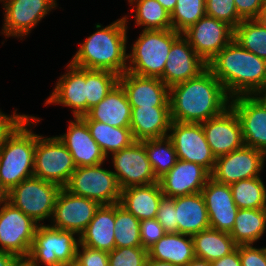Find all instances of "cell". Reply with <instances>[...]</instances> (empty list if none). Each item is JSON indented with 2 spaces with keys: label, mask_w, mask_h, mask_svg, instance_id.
Wrapping results in <instances>:
<instances>
[{
  "label": "cell",
  "mask_w": 266,
  "mask_h": 266,
  "mask_svg": "<svg viewBox=\"0 0 266 266\" xmlns=\"http://www.w3.org/2000/svg\"><path fill=\"white\" fill-rule=\"evenodd\" d=\"M230 99L221 82L206 68L197 77L169 87L171 120L206 122L230 107Z\"/></svg>",
  "instance_id": "6da1fadb"
},
{
  "label": "cell",
  "mask_w": 266,
  "mask_h": 266,
  "mask_svg": "<svg viewBox=\"0 0 266 266\" xmlns=\"http://www.w3.org/2000/svg\"><path fill=\"white\" fill-rule=\"evenodd\" d=\"M207 68L231 98L255 95L266 89V60L245 50L234 40L207 63Z\"/></svg>",
  "instance_id": "7a4b0ae2"
},
{
  "label": "cell",
  "mask_w": 266,
  "mask_h": 266,
  "mask_svg": "<svg viewBox=\"0 0 266 266\" xmlns=\"http://www.w3.org/2000/svg\"><path fill=\"white\" fill-rule=\"evenodd\" d=\"M126 18L118 19L104 28L98 23L97 31L81 44L70 63L83 69L108 70L119 76L125 73L128 59Z\"/></svg>",
  "instance_id": "3957f363"
},
{
  "label": "cell",
  "mask_w": 266,
  "mask_h": 266,
  "mask_svg": "<svg viewBox=\"0 0 266 266\" xmlns=\"http://www.w3.org/2000/svg\"><path fill=\"white\" fill-rule=\"evenodd\" d=\"M39 121L31 116L0 148V182L7 192L34 174V152L40 135L27 127Z\"/></svg>",
  "instance_id": "277c9868"
},
{
  "label": "cell",
  "mask_w": 266,
  "mask_h": 266,
  "mask_svg": "<svg viewBox=\"0 0 266 266\" xmlns=\"http://www.w3.org/2000/svg\"><path fill=\"white\" fill-rule=\"evenodd\" d=\"M128 54L127 71L136 75L161 78L172 44L182 35L169 30H142Z\"/></svg>",
  "instance_id": "5b68a950"
},
{
  "label": "cell",
  "mask_w": 266,
  "mask_h": 266,
  "mask_svg": "<svg viewBox=\"0 0 266 266\" xmlns=\"http://www.w3.org/2000/svg\"><path fill=\"white\" fill-rule=\"evenodd\" d=\"M74 235L72 231L60 230L41 223L35 232L29 255L23 263L26 266H39L40 262L46 266L75 263L80 240Z\"/></svg>",
  "instance_id": "8992f818"
},
{
  "label": "cell",
  "mask_w": 266,
  "mask_h": 266,
  "mask_svg": "<svg viewBox=\"0 0 266 266\" xmlns=\"http://www.w3.org/2000/svg\"><path fill=\"white\" fill-rule=\"evenodd\" d=\"M61 189L56 183L32 176L8 192V202L39 223L45 218H52Z\"/></svg>",
  "instance_id": "52a82bcc"
},
{
  "label": "cell",
  "mask_w": 266,
  "mask_h": 266,
  "mask_svg": "<svg viewBox=\"0 0 266 266\" xmlns=\"http://www.w3.org/2000/svg\"><path fill=\"white\" fill-rule=\"evenodd\" d=\"M102 164L77 167L64 188L75 195L111 205L120 202L121 189L116 175L111 170L101 168Z\"/></svg>",
  "instance_id": "ba28073f"
},
{
  "label": "cell",
  "mask_w": 266,
  "mask_h": 266,
  "mask_svg": "<svg viewBox=\"0 0 266 266\" xmlns=\"http://www.w3.org/2000/svg\"><path fill=\"white\" fill-rule=\"evenodd\" d=\"M76 168L72 155L57 136L37 138L33 176L64 187Z\"/></svg>",
  "instance_id": "9c48e42d"
},
{
  "label": "cell",
  "mask_w": 266,
  "mask_h": 266,
  "mask_svg": "<svg viewBox=\"0 0 266 266\" xmlns=\"http://www.w3.org/2000/svg\"><path fill=\"white\" fill-rule=\"evenodd\" d=\"M39 225L6 201L0 207V251L12 253L24 262Z\"/></svg>",
  "instance_id": "30bf717a"
},
{
  "label": "cell",
  "mask_w": 266,
  "mask_h": 266,
  "mask_svg": "<svg viewBox=\"0 0 266 266\" xmlns=\"http://www.w3.org/2000/svg\"><path fill=\"white\" fill-rule=\"evenodd\" d=\"M168 137L171 139L177 157L186 162H193L212 173L216 157L213 155L201 123H183L172 121Z\"/></svg>",
  "instance_id": "8fae6325"
},
{
  "label": "cell",
  "mask_w": 266,
  "mask_h": 266,
  "mask_svg": "<svg viewBox=\"0 0 266 266\" xmlns=\"http://www.w3.org/2000/svg\"><path fill=\"white\" fill-rule=\"evenodd\" d=\"M182 35L194 51L208 63L233 40L234 28L224 21L205 15Z\"/></svg>",
  "instance_id": "7c38bea8"
},
{
  "label": "cell",
  "mask_w": 266,
  "mask_h": 266,
  "mask_svg": "<svg viewBox=\"0 0 266 266\" xmlns=\"http://www.w3.org/2000/svg\"><path fill=\"white\" fill-rule=\"evenodd\" d=\"M266 154L253 147L243 145L228 154L216 158L211 178L223 184L259 177Z\"/></svg>",
  "instance_id": "4fadbf2b"
},
{
  "label": "cell",
  "mask_w": 266,
  "mask_h": 266,
  "mask_svg": "<svg viewBox=\"0 0 266 266\" xmlns=\"http://www.w3.org/2000/svg\"><path fill=\"white\" fill-rule=\"evenodd\" d=\"M114 174L120 189L158 182L148 160L143 141H134L129 147L112 154Z\"/></svg>",
  "instance_id": "5bb4252c"
},
{
  "label": "cell",
  "mask_w": 266,
  "mask_h": 266,
  "mask_svg": "<svg viewBox=\"0 0 266 266\" xmlns=\"http://www.w3.org/2000/svg\"><path fill=\"white\" fill-rule=\"evenodd\" d=\"M100 204L94 200L60 190L53 210L51 227L81 235L93 219Z\"/></svg>",
  "instance_id": "9a60e30c"
},
{
  "label": "cell",
  "mask_w": 266,
  "mask_h": 266,
  "mask_svg": "<svg viewBox=\"0 0 266 266\" xmlns=\"http://www.w3.org/2000/svg\"><path fill=\"white\" fill-rule=\"evenodd\" d=\"M231 100L230 107L241 124L244 145L266 154V106L256 95H239Z\"/></svg>",
  "instance_id": "2e32d148"
},
{
  "label": "cell",
  "mask_w": 266,
  "mask_h": 266,
  "mask_svg": "<svg viewBox=\"0 0 266 266\" xmlns=\"http://www.w3.org/2000/svg\"><path fill=\"white\" fill-rule=\"evenodd\" d=\"M2 33L6 37L25 36L57 6L56 0H5Z\"/></svg>",
  "instance_id": "e0dca14e"
},
{
  "label": "cell",
  "mask_w": 266,
  "mask_h": 266,
  "mask_svg": "<svg viewBox=\"0 0 266 266\" xmlns=\"http://www.w3.org/2000/svg\"><path fill=\"white\" fill-rule=\"evenodd\" d=\"M201 124L206 141L216 158L244 145L240 121L231 107Z\"/></svg>",
  "instance_id": "ac0fdd59"
},
{
  "label": "cell",
  "mask_w": 266,
  "mask_h": 266,
  "mask_svg": "<svg viewBox=\"0 0 266 266\" xmlns=\"http://www.w3.org/2000/svg\"><path fill=\"white\" fill-rule=\"evenodd\" d=\"M206 68L207 63L194 51L189 41L181 35L172 44L160 79L168 87H171L197 77Z\"/></svg>",
  "instance_id": "d6986e66"
},
{
  "label": "cell",
  "mask_w": 266,
  "mask_h": 266,
  "mask_svg": "<svg viewBox=\"0 0 266 266\" xmlns=\"http://www.w3.org/2000/svg\"><path fill=\"white\" fill-rule=\"evenodd\" d=\"M118 83L124 89L131 108L170 107L169 87L160 78L126 71L119 76Z\"/></svg>",
  "instance_id": "ffe728a7"
},
{
  "label": "cell",
  "mask_w": 266,
  "mask_h": 266,
  "mask_svg": "<svg viewBox=\"0 0 266 266\" xmlns=\"http://www.w3.org/2000/svg\"><path fill=\"white\" fill-rule=\"evenodd\" d=\"M210 177L204 167L178 159L158 182L164 197L176 198L201 192Z\"/></svg>",
  "instance_id": "44dd1931"
},
{
  "label": "cell",
  "mask_w": 266,
  "mask_h": 266,
  "mask_svg": "<svg viewBox=\"0 0 266 266\" xmlns=\"http://www.w3.org/2000/svg\"><path fill=\"white\" fill-rule=\"evenodd\" d=\"M201 194L207 208L210 228L230 233L239 210L234 203L230 186L210 177Z\"/></svg>",
  "instance_id": "7402d4cb"
},
{
  "label": "cell",
  "mask_w": 266,
  "mask_h": 266,
  "mask_svg": "<svg viewBox=\"0 0 266 266\" xmlns=\"http://www.w3.org/2000/svg\"><path fill=\"white\" fill-rule=\"evenodd\" d=\"M70 121L67 133L57 136L66 146L77 167L103 164L106 155L92 138L86 122L81 117Z\"/></svg>",
  "instance_id": "603a6c76"
},
{
  "label": "cell",
  "mask_w": 266,
  "mask_h": 266,
  "mask_svg": "<svg viewBox=\"0 0 266 266\" xmlns=\"http://www.w3.org/2000/svg\"><path fill=\"white\" fill-rule=\"evenodd\" d=\"M68 73L61 76L46 104H63L71 107L73 116L81 117L87 113L86 69L69 63Z\"/></svg>",
  "instance_id": "cb8c5ba5"
},
{
  "label": "cell",
  "mask_w": 266,
  "mask_h": 266,
  "mask_svg": "<svg viewBox=\"0 0 266 266\" xmlns=\"http://www.w3.org/2000/svg\"><path fill=\"white\" fill-rule=\"evenodd\" d=\"M170 107L131 108L130 129L135 141L168 136L171 125Z\"/></svg>",
  "instance_id": "d4e9b609"
},
{
  "label": "cell",
  "mask_w": 266,
  "mask_h": 266,
  "mask_svg": "<svg viewBox=\"0 0 266 266\" xmlns=\"http://www.w3.org/2000/svg\"><path fill=\"white\" fill-rule=\"evenodd\" d=\"M81 118L103 122L113 127H130L131 105L122 86L117 83L102 101Z\"/></svg>",
  "instance_id": "484cf974"
},
{
  "label": "cell",
  "mask_w": 266,
  "mask_h": 266,
  "mask_svg": "<svg viewBox=\"0 0 266 266\" xmlns=\"http://www.w3.org/2000/svg\"><path fill=\"white\" fill-rule=\"evenodd\" d=\"M115 204L100 205L79 236V245L110 252L115 248Z\"/></svg>",
  "instance_id": "4316f807"
},
{
  "label": "cell",
  "mask_w": 266,
  "mask_h": 266,
  "mask_svg": "<svg viewBox=\"0 0 266 266\" xmlns=\"http://www.w3.org/2000/svg\"><path fill=\"white\" fill-rule=\"evenodd\" d=\"M163 197L159 182L130 186L121 190L119 204L142 221L156 218L157 209Z\"/></svg>",
  "instance_id": "83f0119b"
},
{
  "label": "cell",
  "mask_w": 266,
  "mask_h": 266,
  "mask_svg": "<svg viewBox=\"0 0 266 266\" xmlns=\"http://www.w3.org/2000/svg\"><path fill=\"white\" fill-rule=\"evenodd\" d=\"M179 233L193 236L210 228L209 216L201 192L175 198Z\"/></svg>",
  "instance_id": "f1b7e54d"
},
{
  "label": "cell",
  "mask_w": 266,
  "mask_h": 266,
  "mask_svg": "<svg viewBox=\"0 0 266 266\" xmlns=\"http://www.w3.org/2000/svg\"><path fill=\"white\" fill-rule=\"evenodd\" d=\"M195 257L192 236L181 233H166L148 249V258L177 266H185Z\"/></svg>",
  "instance_id": "f546056e"
},
{
  "label": "cell",
  "mask_w": 266,
  "mask_h": 266,
  "mask_svg": "<svg viewBox=\"0 0 266 266\" xmlns=\"http://www.w3.org/2000/svg\"><path fill=\"white\" fill-rule=\"evenodd\" d=\"M192 239L196 258L211 262L230 254L237 248L229 233L212 228L196 233Z\"/></svg>",
  "instance_id": "4dcf8cb0"
},
{
  "label": "cell",
  "mask_w": 266,
  "mask_h": 266,
  "mask_svg": "<svg viewBox=\"0 0 266 266\" xmlns=\"http://www.w3.org/2000/svg\"><path fill=\"white\" fill-rule=\"evenodd\" d=\"M266 229V208L239 209L229 233L237 245L253 244Z\"/></svg>",
  "instance_id": "1f68e13d"
},
{
  "label": "cell",
  "mask_w": 266,
  "mask_h": 266,
  "mask_svg": "<svg viewBox=\"0 0 266 266\" xmlns=\"http://www.w3.org/2000/svg\"><path fill=\"white\" fill-rule=\"evenodd\" d=\"M90 130L92 138L108 156L129 147L135 140L129 127H113L95 120H84Z\"/></svg>",
  "instance_id": "d6a6232c"
},
{
  "label": "cell",
  "mask_w": 266,
  "mask_h": 266,
  "mask_svg": "<svg viewBox=\"0 0 266 266\" xmlns=\"http://www.w3.org/2000/svg\"><path fill=\"white\" fill-rule=\"evenodd\" d=\"M165 145V146H164ZM144 146L150 161L151 168L157 180L167 174L178 161L177 153L171 139H146Z\"/></svg>",
  "instance_id": "836d02e7"
},
{
  "label": "cell",
  "mask_w": 266,
  "mask_h": 266,
  "mask_svg": "<svg viewBox=\"0 0 266 266\" xmlns=\"http://www.w3.org/2000/svg\"><path fill=\"white\" fill-rule=\"evenodd\" d=\"M260 177L230 184L233 200L239 209L266 208V187Z\"/></svg>",
  "instance_id": "e575fe53"
},
{
  "label": "cell",
  "mask_w": 266,
  "mask_h": 266,
  "mask_svg": "<svg viewBox=\"0 0 266 266\" xmlns=\"http://www.w3.org/2000/svg\"><path fill=\"white\" fill-rule=\"evenodd\" d=\"M130 5L136 2L135 22L144 26V30L172 29L170 13L157 0H128Z\"/></svg>",
  "instance_id": "d590c367"
},
{
  "label": "cell",
  "mask_w": 266,
  "mask_h": 266,
  "mask_svg": "<svg viewBox=\"0 0 266 266\" xmlns=\"http://www.w3.org/2000/svg\"><path fill=\"white\" fill-rule=\"evenodd\" d=\"M233 40L245 50L266 60V28L256 19L242 20L234 28Z\"/></svg>",
  "instance_id": "8d00e7d4"
},
{
  "label": "cell",
  "mask_w": 266,
  "mask_h": 266,
  "mask_svg": "<svg viewBox=\"0 0 266 266\" xmlns=\"http://www.w3.org/2000/svg\"><path fill=\"white\" fill-rule=\"evenodd\" d=\"M115 248L142 247L140 220L119 203L115 204Z\"/></svg>",
  "instance_id": "74e56055"
},
{
  "label": "cell",
  "mask_w": 266,
  "mask_h": 266,
  "mask_svg": "<svg viewBox=\"0 0 266 266\" xmlns=\"http://www.w3.org/2000/svg\"><path fill=\"white\" fill-rule=\"evenodd\" d=\"M118 80L114 72L86 69L87 112L107 96Z\"/></svg>",
  "instance_id": "f35d334b"
},
{
  "label": "cell",
  "mask_w": 266,
  "mask_h": 266,
  "mask_svg": "<svg viewBox=\"0 0 266 266\" xmlns=\"http://www.w3.org/2000/svg\"><path fill=\"white\" fill-rule=\"evenodd\" d=\"M205 15V0H177L170 14L172 29L182 34Z\"/></svg>",
  "instance_id": "ab89813d"
},
{
  "label": "cell",
  "mask_w": 266,
  "mask_h": 266,
  "mask_svg": "<svg viewBox=\"0 0 266 266\" xmlns=\"http://www.w3.org/2000/svg\"><path fill=\"white\" fill-rule=\"evenodd\" d=\"M148 250L143 247L114 248L108 252L109 266H146Z\"/></svg>",
  "instance_id": "60d3db41"
},
{
  "label": "cell",
  "mask_w": 266,
  "mask_h": 266,
  "mask_svg": "<svg viewBox=\"0 0 266 266\" xmlns=\"http://www.w3.org/2000/svg\"><path fill=\"white\" fill-rule=\"evenodd\" d=\"M206 15L224 21L235 28L242 19L238 16L234 0H205Z\"/></svg>",
  "instance_id": "b9f144b4"
},
{
  "label": "cell",
  "mask_w": 266,
  "mask_h": 266,
  "mask_svg": "<svg viewBox=\"0 0 266 266\" xmlns=\"http://www.w3.org/2000/svg\"><path fill=\"white\" fill-rule=\"evenodd\" d=\"M156 219L166 233H179L176 221L175 198H162L157 209Z\"/></svg>",
  "instance_id": "7bdbcfd3"
},
{
  "label": "cell",
  "mask_w": 266,
  "mask_h": 266,
  "mask_svg": "<svg viewBox=\"0 0 266 266\" xmlns=\"http://www.w3.org/2000/svg\"><path fill=\"white\" fill-rule=\"evenodd\" d=\"M80 246L82 251L79 249ZM75 264L78 266H109L108 252L78 245Z\"/></svg>",
  "instance_id": "ee69618b"
},
{
  "label": "cell",
  "mask_w": 266,
  "mask_h": 266,
  "mask_svg": "<svg viewBox=\"0 0 266 266\" xmlns=\"http://www.w3.org/2000/svg\"><path fill=\"white\" fill-rule=\"evenodd\" d=\"M165 234V230L156 218L140 221V237L144 249L148 250Z\"/></svg>",
  "instance_id": "f6af8a7d"
},
{
  "label": "cell",
  "mask_w": 266,
  "mask_h": 266,
  "mask_svg": "<svg viewBox=\"0 0 266 266\" xmlns=\"http://www.w3.org/2000/svg\"><path fill=\"white\" fill-rule=\"evenodd\" d=\"M30 117L29 115H18L16 112L8 116L0 111V148Z\"/></svg>",
  "instance_id": "bcb514c9"
},
{
  "label": "cell",
  "mask_w": 266,
  "mask_h": 266,
  "mask_svg": "<svg viewBox=\"0 0 266 266\" xmlns=\"http://www.w3.org/2000/svg\"><path fill=\"white\" fill-rule=\"evenodd\" d=\"M242 266H266V247L255 248L252 244L239 245Z\"/></svg>",
  "instance_id": "7dc6e473"
},
{
  "label": "cell",
  "mask_w": 266,
  "mask_h": 266,
  "mask_svg": "<svg viewBox=\"0 0 266 266\" xmlns=\"http://www.w3.org/2000/svg\"><path fill=\"white\" fill-rule=\"evenodd\" d=\"M238 16L242 20L256 19L265 7V0H234Z\"/></svg>",
  "instance_id": "c3c4849f"
},
{
  "label": "cell",
  "mask_w": 266,
  "mask_h": 266,
  "mask_svg": "<svg viewBox=\"0 0 266 266\" xmlns=\"http://www.w3.org/2000/svg\"><path fill=\"white\" fill-rule=\"evenodd\" d=\"M212 266H242L239 256V245L228 255L211 262Z\"/></svg>",
  "instance_id": "681fc988"
},
{
  "label": "cell",
  "mask_w": 266,
  "mask_h": 266,
  "mask_svg": "<svg viewBox=\"0 0 266 266\" xmlns=\"http://www.w3.org/2000/svg\"><path fill=\"white\" fill-rule=\"evenodd\" d=\"M23 261L19 259L16 255L0 251V266H21Z\"/></svg>",
  "instance_id": "f907efd6"
},
{
  "label": "cell",
  "mask_w": 266,
  "mask_h": 266,
  "mask_svg": "<svg viewBox=\"0 0 266 266\" xmlns=\"http://www.w3.org/2000/svg\"><path fill=\"white\" fill-rule=\"evenodd\" d=\"M170 14L173 12L177 0H157Z\"/></svg>",
  "instance_id": "816d5d0a"
},
{
  "label": "cell",
  "mask_w": 266,
  "mask_h": 266,
  "mask_svg": "<svg viewBox=\"0 0 266 266\" xmlns=\"http://www.w3.org/2000/svg\"><path fill=\"white\" fill-rule=\"evenodd\" d=\"M185 266H212L211 261H207L200 258H194L189 261Z\"/></svg>",
  "instance_id": "f5cc1de1"
},
{
  "label": "cell",
  "mask_w": 266,
  "mask_h": 266,
  "mask_svg": "<svg viewBox=\"0 0 266 266\" xmlns=\"http://www.w3.org/2000/svg\"><path fill=\"white\" fill-rule=\"evenodd\" d=\"M146 266H177L166 261H157L154 259H147Z\"/></svg>",
  "instance_id": "db71d44e"
},
{
  "label": "cell",
  "mask_w": 266,
  "mask_h": 266,
  "mask_svg": "<svg viewBox=\"0 0 266 266\" xmlns=\"http://www.w3.org/2000/svg\"><path fill=\"white\" fill-rule=\"evenodd\" d=\"M256 20L266 28V6L259 12Z\"/></svg>",
  "instance_id": "11a10c76"
},
{
  "label": "cell",
  "mask_w": 266,
  "mask_h": 266,
  "mask_svg": "<svg viewBox=\"0 0 266 266\" xmlns=\"http://www.w3.org/2000/svg\"><path fill=\"white\" fill-rule=\"evenodd\" d=\"M6 201H8V192L2 186V184L0 182V206H1V204H4Z\"/></svg>",
  "instance_id": "9f6ffc18"
},
{
  "label": "cell",
  "mask_w": 266,
  "mask_h": 266,
  "mask_svg": "<svg viewBox=\"0 0 266 266\" xmlns=\"http://www.w3.org/2000/svg\"><path fill=\"white\" fill-rule=\"evenodd\" d=\"M264 93V94H263ZM256 96H259L258 98L264 103V105L266 106V89L260 90L258 91L256 94ZM262 97H261V96Z\"/></svg>",
  "instance_id": "6f0895ef"
},
{
  "label": "cell",
  "mask_w": 266,
  "mask_h": 266,
  "mask_svg": "<svg viewBox=\"0 0 266 266\" xmlns=\"http://www.w3.org/2000/svg\"><path fill=\"white\" fill-rule=\"evenodd\" d=\"M65 266H78V265H77V264H75V263H72V264L65 265Z\"/></svg>",
  "instance_id": "680465c9"
}]
</instances>
